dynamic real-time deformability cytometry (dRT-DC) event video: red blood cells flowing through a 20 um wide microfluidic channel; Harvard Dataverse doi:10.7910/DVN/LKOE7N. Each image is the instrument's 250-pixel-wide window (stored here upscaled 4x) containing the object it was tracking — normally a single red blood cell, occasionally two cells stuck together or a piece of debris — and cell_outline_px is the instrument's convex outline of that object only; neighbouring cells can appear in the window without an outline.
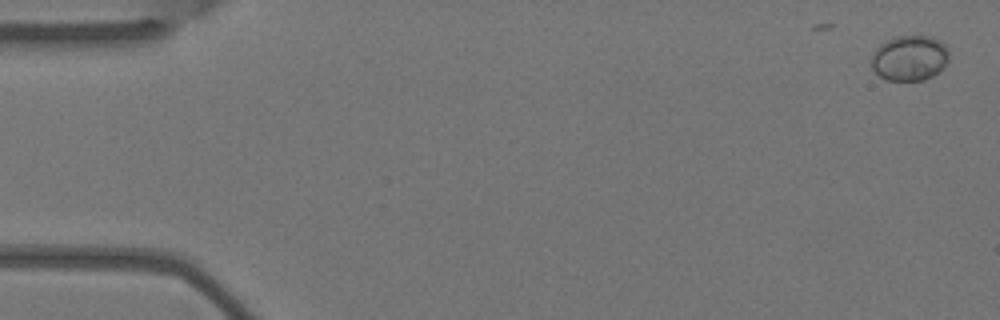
{"species": "Egyptian fruit bat (a non-hibernating species)", "species_latin": "Rousettus aegyptiacus", "temperature_condition": "warm", "stored_images_in_passage": 5, "camera_frame_rate_fps": 3000, "um_per_image_px": 0.085, "animal": {"sex": "female"}, "frame": {"image": 1, "passage_image": 1, "time_ms": 0.0, "image_size_px": [1000, 320], "cell_outline_px": [[948, 60], [932, 76], [924, 80], [888, 80], [880, 76], [872, 68], [872, 56], [876, 48], [880, 44], [896, 36], [932, 36], [940, 40], [948, 48]], "centroid_in_image_um": [77.31, 4.92], "position_along_channel_um": 7.7, "area_um2": 20.29}}